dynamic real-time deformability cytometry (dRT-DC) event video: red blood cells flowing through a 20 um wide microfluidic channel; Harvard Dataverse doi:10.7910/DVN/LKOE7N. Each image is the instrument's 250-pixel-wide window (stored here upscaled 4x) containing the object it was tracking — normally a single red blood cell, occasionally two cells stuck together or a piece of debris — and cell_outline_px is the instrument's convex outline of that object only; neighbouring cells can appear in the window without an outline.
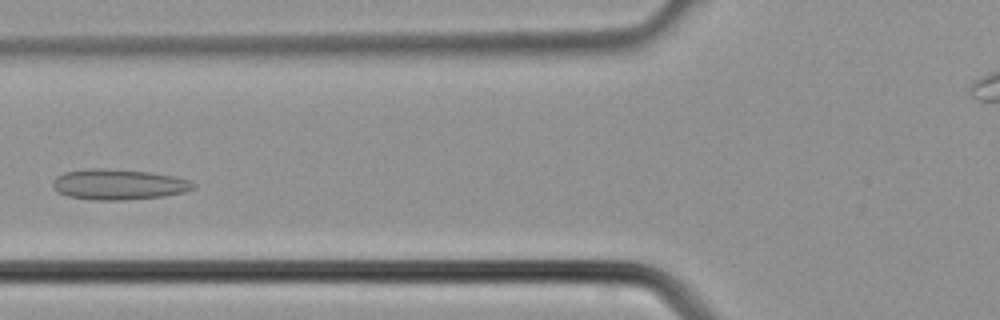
{"species": "common noctule bat (a hibernating species)", "species_latin": "Nyctalus noctula", "temperature_condition": "cold", "stored_images_in_passage": 29, "camera_frame_rate_fps": 3000, "um_per_image_px": 0.085, "animal": {"sex": "male", "body_mass_g": 21.5, "forearm_length_mm": 52.0}, "frame": {"image": 1, "passage_image": 5, "time_ms": 1.333, "image_size_px": [1000, 320], "cell_outline_px": [[196, 188], [184, 192], [164, 196], [124, 200], [96, 200], [68, 196], [56, 192], [52, 188], [52, 180], [56, 176], [64, 172], [88, 168], [104, 168], [152, 172], [172, 176], [188, 180], [196, 184]], "centroid_in_image_um": [10.04, 15.67], "position_along_channel_um": 115.8, "area_um2": 25.26}}
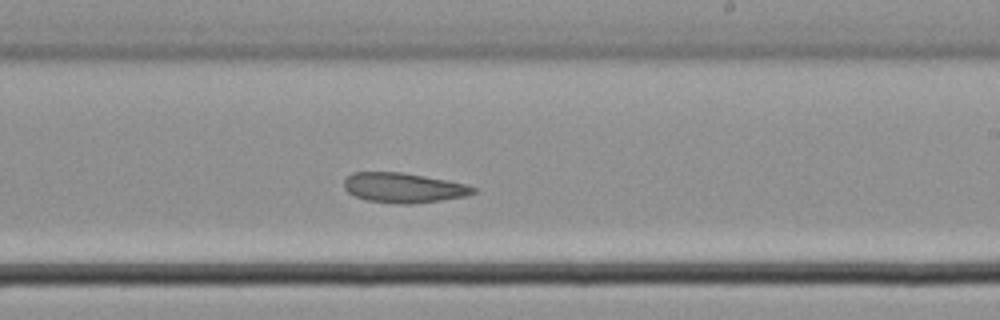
{"frame": {"image": 2, "passage_image": 13, "time_ms": 4.0, "image_size_px": [1000, 320], "cell_outline_px": [[476, 192], [468, 196], [412, 204], [400, 204], [368, 200], [356, 196], [348, 192], [344, 188], [344, 180], [352, 172], [400, 172], [424, 176], [464, 184], [476, 188]], "centroid_in_image_um": [34.29, 15.96], "position_along_channel_um": 254.7, "area_um2": 22.25}}
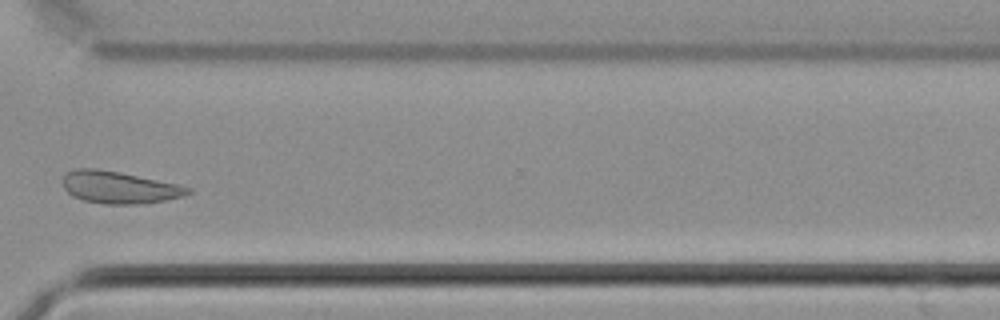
{"frame": {"image": 3, "passage_image": 19, "time_ms": 6.0, "image_size_px": [1000, 320], "cell_outline_px": [[192, 192], [184, 196], [164, 200], [136, 204], [104, 204], [84, 200], [72, 196], [64, 188], [64, 176], [68, 172], [76, 168], [96, 168], [120, 172], [176, 184], [192, 188]], "centroid_in_image_um": [10.13, 15.92], "position_along_channel_um": 360.5, "area_um2": 23.18}}